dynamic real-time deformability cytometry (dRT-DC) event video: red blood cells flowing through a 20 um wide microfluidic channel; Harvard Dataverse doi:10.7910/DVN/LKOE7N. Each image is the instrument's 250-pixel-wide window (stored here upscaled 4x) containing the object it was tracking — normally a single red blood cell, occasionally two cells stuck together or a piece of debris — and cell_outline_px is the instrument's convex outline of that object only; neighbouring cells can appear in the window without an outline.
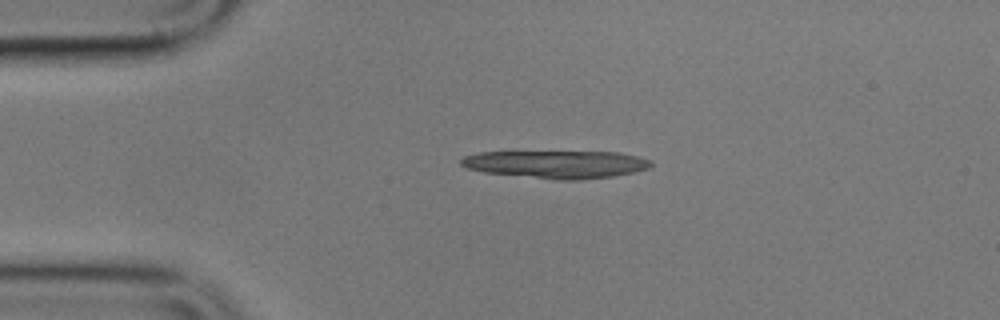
{"species": "common noctule bat (a hibernating species)", "species_latin": "Nyctalus noctula", "temperature_condition": "cold", "stored_images_in_passage": 4, "camera_frame_rate_fps": 3000, "um_per_image_px": 0.085, "animal": {"sex": "male", "body_mass_g": 17.9}, "frame": {"image": 1, "passage_image": 4, "time_ms": 4.667, "image_size_px": [1000, 320], "cell_outline_px": [[652, 164], [648, 168], [632, 172], [612, 176], [580, 180], [556, 180], [484, 172], [468, 168], [460, 164], [460, 160], [464, 156], [480, 152], [620, 152], [640, 156], [652, 160]], "centroid_in_image_um": [47.31, 13.96], "position_along_channel_um": 37.7, "area_um2": 30.69}}